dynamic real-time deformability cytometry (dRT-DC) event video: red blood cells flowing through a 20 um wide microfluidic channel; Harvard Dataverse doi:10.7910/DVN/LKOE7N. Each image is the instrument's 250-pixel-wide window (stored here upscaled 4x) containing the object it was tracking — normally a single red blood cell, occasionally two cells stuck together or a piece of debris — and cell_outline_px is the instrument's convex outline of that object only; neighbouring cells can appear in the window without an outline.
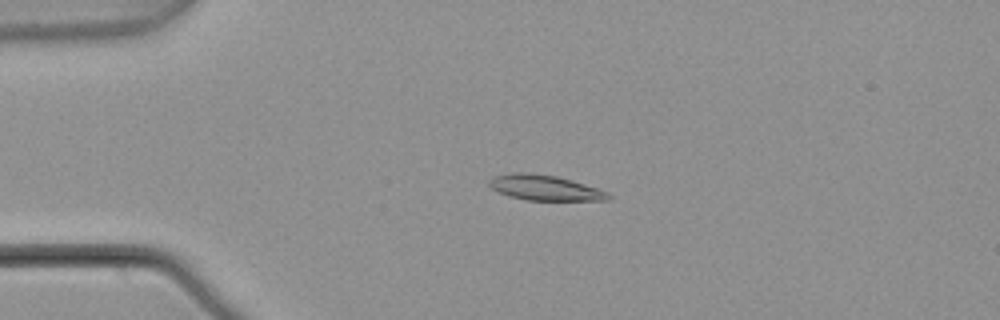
{"species": "common noctule bat (a hibernating species)", "species_latin": "Nyctalus noctula", "temperature_condition": "warm", "stored_images_in_passage": 4, "camera_frame_rate_fps": 3000, "um_per_image_px": 0.085, "animal": {"sex": "male", "body_mass_g": 21.5, "forearm_length_mm": 52.0}, "frame": {"image": 1, "passage_image": 4, "time_ms": 1.0, "image_size_px": [1000, 320], "cell_outline_px": [[612, 200], [528, 200], [508, 196], [492, 188], [488, 184], [488, 180], [496, 176], [512, 172], [524, 172], [556, 176], [596, 188], [608, 192], [612, 196]], "centroid_in_image_um": [46.31, 15.96], "position_along_channel_um": 38.7, "area_um2": 17.34}}